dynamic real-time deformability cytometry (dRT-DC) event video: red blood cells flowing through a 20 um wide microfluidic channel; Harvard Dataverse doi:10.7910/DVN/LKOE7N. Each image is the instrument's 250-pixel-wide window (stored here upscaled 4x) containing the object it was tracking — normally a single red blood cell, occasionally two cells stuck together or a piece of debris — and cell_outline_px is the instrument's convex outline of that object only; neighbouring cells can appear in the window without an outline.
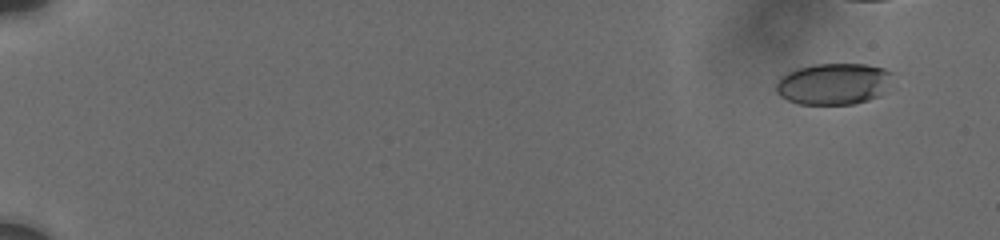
{"species": "human", "species_latin": "Homo sapiens", "temperature_condition": "cold", "stored_images_in_passage": 37, "camera_frame_rate_fps": 3000, "um_per_image_px": 0.085, "donor": {"sex": "male"}, "frame": {"image": 1, "passage_image": 3, "time_ms": 1.667, "image_size_px": [1000, 240], "cell_outline_px": [[892, 72], [880, 96], [868, 100], [852, 104], [800, 104], [788, 100], [780, 96], [776, 92], [776, 80], [780, 76], [796, 68], [816, 64], [868, 64], [884, 68]], "centroid_in_image_um": [70.79, 7.12], "position_along_channel_um": 14.2, "area_um2": 28.03}}
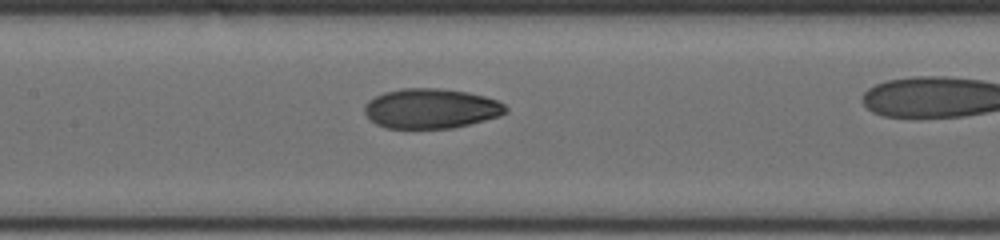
{"frame": {"image": 2, "passage_image": 25, "time_ms": 10.667, "image_size_px": [1000, 240], "cell_outline_px": [[508, 112], [500, 116], [452, 128], [384, 128], [376, 124], [364, 112], [364, 104], [368, 100], [384, 92], [404, 88], [436, 88], [468, 92], [484, 96], [496, 100], [504, 104], [508, 108]], "centroid_in_image_um": [36.63, 9.22], "position_along_channel_um": 170.8, "area_um2": 32.77}}
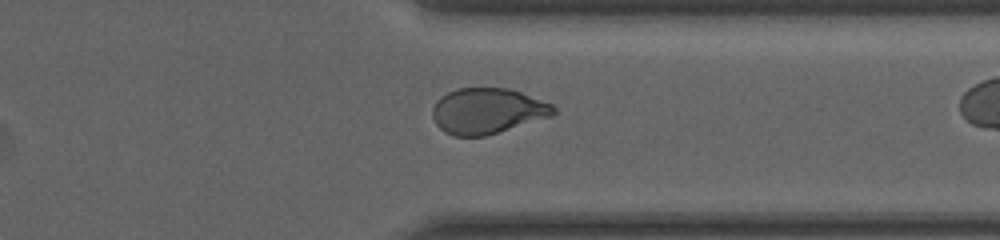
{"frame": {"image": 3, "passage_image": 36, "time_ms": 16.0, "image_size_px": [1000, 240], "cell_outline_px": [[556, 112], [552, 116], [484, 136], [452, 136], [444, 132], [436, 124], [432, 116], [432, 108], [436, 100], [440, 96], [456, 88], [508, 88], [520, 92], [552, 104], [556, 108]], "centroid_in_image_um": [41.39, 9.43], "position_along_channel_um": 370.0, "area_um2": 32.19}}